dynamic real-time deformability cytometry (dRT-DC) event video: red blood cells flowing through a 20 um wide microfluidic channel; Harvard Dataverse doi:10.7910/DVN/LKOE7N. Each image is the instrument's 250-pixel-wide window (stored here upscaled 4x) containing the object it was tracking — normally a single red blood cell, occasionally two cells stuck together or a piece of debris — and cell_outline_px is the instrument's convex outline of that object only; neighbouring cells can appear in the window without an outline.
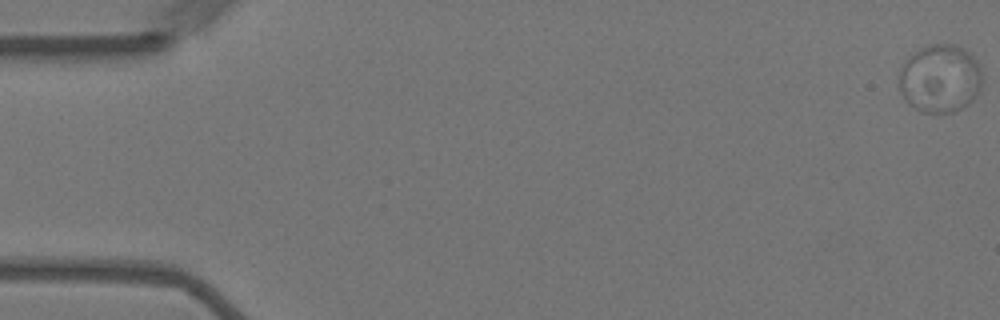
{"species": "Egyptian fruit bat (a non-hibernating species)", "species_latin": "Rousettus aegyptiacus", "temperature_condition": "warm", "stored_images_in_passage": 58, "camera_frame_rate_fps": 3000, "um_per_image_px": 0.085, "animal": {"sex": "female"}, "frame": {"image": 1, "passage_image": 1, "time_ms": 0.0, "image_size_px": [1000, 320], "cell_outline_px": [[984, 80], [980, 92], [968, 104], [952, 112], [924, 112], [908, 104], [900, 88], [900, 72], [904, 64], [916, 52], [932, 44], [952, 44], [964, 48], [976, 60], [980, 68]], "centroid_in_image_um": [79.97, 6.69], "position_along_channel_um": 5.0, "area_um2": 32.6}}
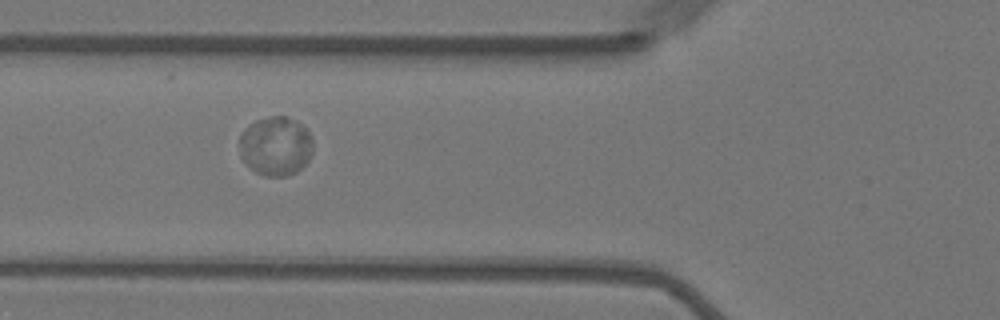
{"frame": {"image": 2, "passage_image": 22, "time_ms": 7.0, "image_size_px": [1000, 320], "cell_outline_px": [[312, 152], [308, 160], [296, 172], [288, 176], [264, 176], [256, 172], [240, 156], [240, 136], [244, 128], [248, 124], [256, 120], [268, 116], [284, 116], [296, 120], [312, 136]], "centroid_in_image_um": [23.43, 12.4], "position_along_channel_um": 102.4, "area_um2": 25.32}}
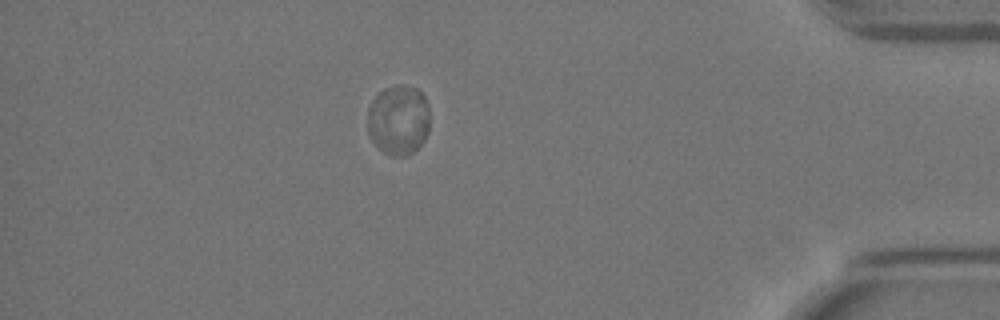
{"frame": {"image": 3, "passage_image": 51, "time_ms": 16.667, "image_size_px": [1000, 320], "cell_outline_px": [[428, 132], [424, 140], [408, 156], [392, 156], [376, 148], [368, 132], [368, 108], [372, 100], [384, 88], [396, 84], [400, 84], [416, 88], [424, 96], [428, 104]], "centroid_in_image_um": [33.85, 10.2], "position_along_channel_um": 401.3, "area_um2": 25.55}}